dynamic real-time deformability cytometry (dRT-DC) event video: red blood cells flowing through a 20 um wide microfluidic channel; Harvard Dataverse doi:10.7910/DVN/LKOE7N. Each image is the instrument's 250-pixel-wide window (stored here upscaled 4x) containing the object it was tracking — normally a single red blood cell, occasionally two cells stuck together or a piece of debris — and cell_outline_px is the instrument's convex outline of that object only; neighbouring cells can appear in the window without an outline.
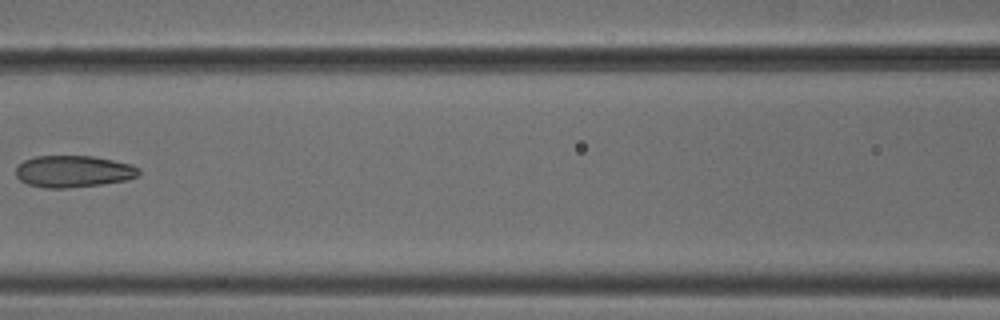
{"species": "common noctule bat (a hibernating species)", "species_latin": "Nyctalus noctula", "temperature_condition": "cold", "stored_images_in_passage": 7, "camera_frame_rate_fps": 3000, "um_per_image_px": 0.085, "animal": {"sex": "male", "body_mass_g": 18.8}, "frame": {"image": 1, "passage_image": 6, "time_ms": 1.667, "image_size_px": [1000, 320], "cell_outline_px": [[140, 172], [136, 176], [128, 180], [100, 184], [68, 188], [48, 188], [28, 184], [20, 180], [16, 176], [16, 168], [24, 160], [36, 156], [92, 156], [132, 164], [140, 168]], "centroid_in_image_um": [6.25, 14.57], "position_along_channel_um": 160.4, "area_um2": 22.72}}
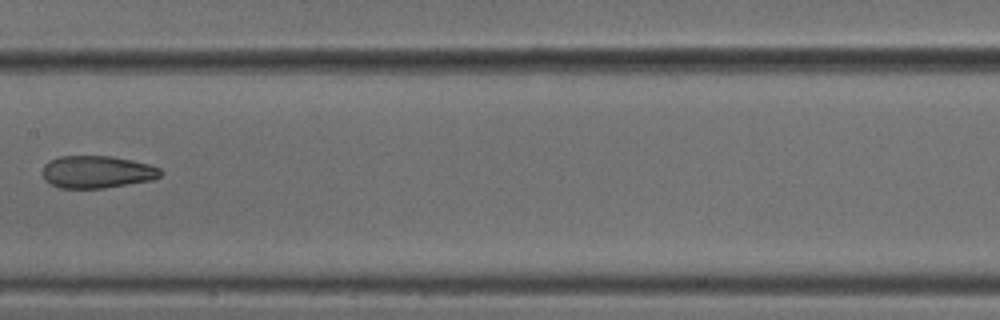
{"frame": {"image": 2, "passage_image": 7, "time_ms": 2.0, "image_size_px": [1000, 320], "cell_outline_px": [[164, 172], [160, 176], [152, 180], [104, 188], [60, 188], [44, 180], [44, 164], [48, 160], [60, 156], [112, 156], [132, 160], [148, 164], [160, 168]], "centroid_in_image_um": [8.26, 14.61], "position_along_channel_um": 199.1, "area_um2": 22.31}}